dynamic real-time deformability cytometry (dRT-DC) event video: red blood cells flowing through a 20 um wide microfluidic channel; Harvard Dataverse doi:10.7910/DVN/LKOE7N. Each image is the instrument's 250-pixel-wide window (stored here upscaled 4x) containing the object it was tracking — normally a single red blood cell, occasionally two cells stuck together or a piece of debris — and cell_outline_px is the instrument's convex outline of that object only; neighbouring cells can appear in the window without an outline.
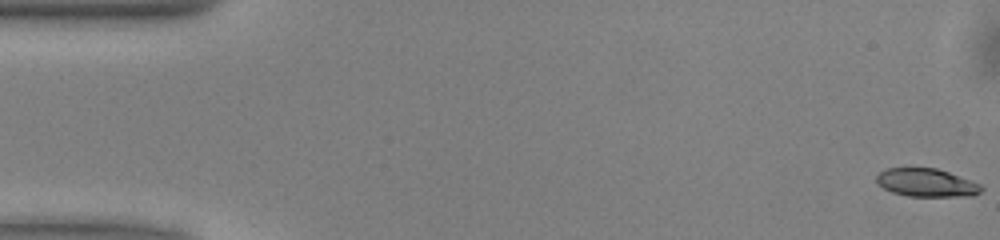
{"species": "common noctule bat (a hibernating species)", "species_latin": "Nyctalus noctula", "temperature_condition": "warm", "stored_images_in_passage": 51, "camera_frame_rate_fps": 3000, "um_per_image_px": 0.085, "animal": {"sex": "male", "body_mass_g": 13.0, "forearm_length_mm": 53.1}, "frame": {"image": 1, "passage_image": 1, "time_ms": 0.0, "image_size_px": [1000, 240], "cell_outline_px": [[984, 188], [980, 192], [972, 196], [908, 196], [892, 192], [884, 188], [876, 180], [876, 176], [880, 172], [888, 168], [936, 168], [984, 184]], "centroid_in_image_um": [78.81, 15.53], "position_along_channel_um": 6.2, "area_um2": 17.22}}
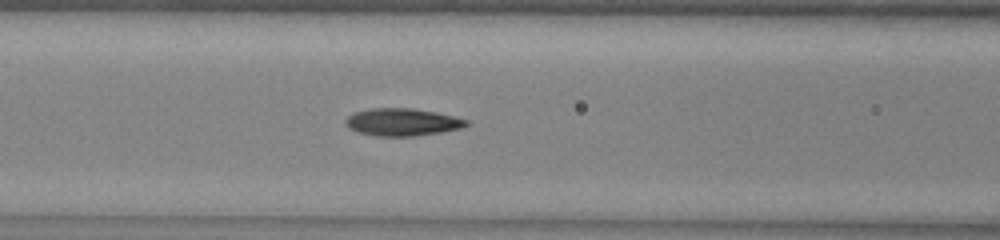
{"frame": {"image": 2, "passage_image": 21, "time_ms": 6.667, "image_size_px": [1000, 240], "cell_outline_px": [[468, 124], [460, 128], [440, 132], [412, 136], [376, 136], [360, 132], [348, 128], [344, 124], [344, 120], [352, 112], [368, 108], [412, 108], [436, 112], [468, 120]], "centroid_in_image_um": [34.12, 10.36], "position_along_channel_um": 132.5, "area_um2": 19.31}}
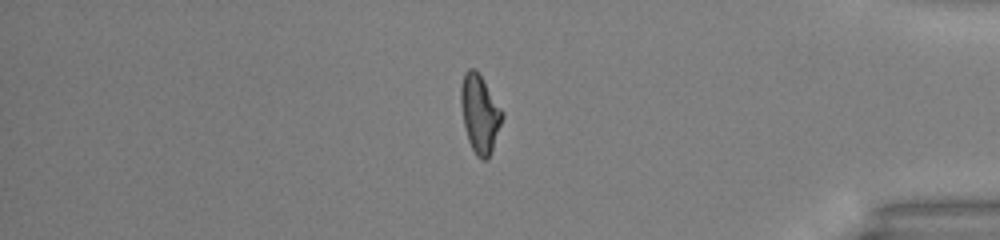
{"frame": {"image": 3, "passage_image": 43, "time_ms": 14.0, "image_size_px": [1000, 240], "cell_outline_px": [[504, 116], [488, 160], [480, 160], [476, 156], [468, 140], [464, 124], [460, 104], [460, 88], [464, 72], [468, 68], [476, 68], [504, 112]], "centroid_in_image_um": [40.78, 9.65], "position_along_channel_um": 394.4, "area_um2": 18.96}, "authors_computed_cell_mechanics": {"area_um2": 18.3804, "velocity_mm_per_s": 4.0426, "shape_relaxation_time_tau1_ms": 4.8197, "shape_relaxation_time_tau2_ms": 2.4361, "deformation_change_tau1": 0.175, "deformation_change_tau2": 0.1165}}